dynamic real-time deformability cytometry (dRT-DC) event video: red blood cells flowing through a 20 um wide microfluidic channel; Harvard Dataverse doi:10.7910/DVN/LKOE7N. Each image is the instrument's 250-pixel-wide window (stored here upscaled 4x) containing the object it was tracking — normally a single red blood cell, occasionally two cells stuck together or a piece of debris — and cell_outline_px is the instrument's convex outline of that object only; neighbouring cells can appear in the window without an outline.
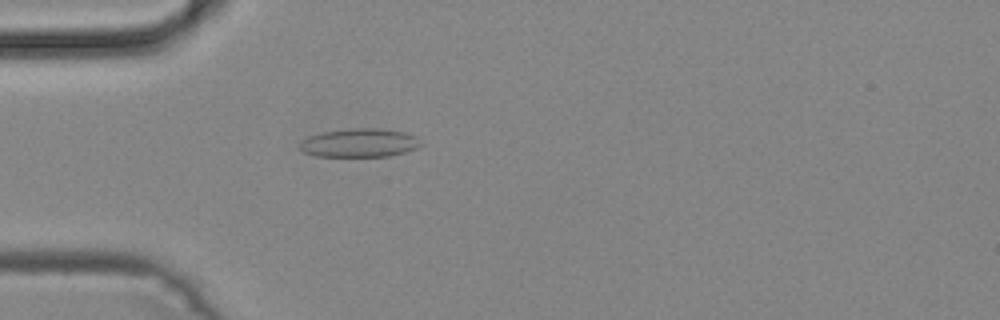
{"species": "common noctule bat (a hibernating species)", "species_latin": "Nyctalus noctula", "temperature_condition": "cold", "stored_images_in_passage": 31, "camera_frame_rate_fps": 3000, "um_per_image_px": 0.085, "animal": {"sex": "male", "body_mass_g": 19.2, "forearm_length_mm": 51.8}, "frame": {"image": 1, "passage_image": 2, "time_ms": 0.333, "image_size_px": [1000, 320], "cell_outline_px": [[424, 144], [416, 148], [404, 152], [388, 156], [316, 156], [304, 152], [300, 148], [300, 144], [308, 136], [324, 132], [352, 128], [380, 128], [404, 132], [416, 136]], "centroid_in_image_um": [30.6, 12.14], "position_along_channel_um": 54.4, "area_um2": 20.06}}
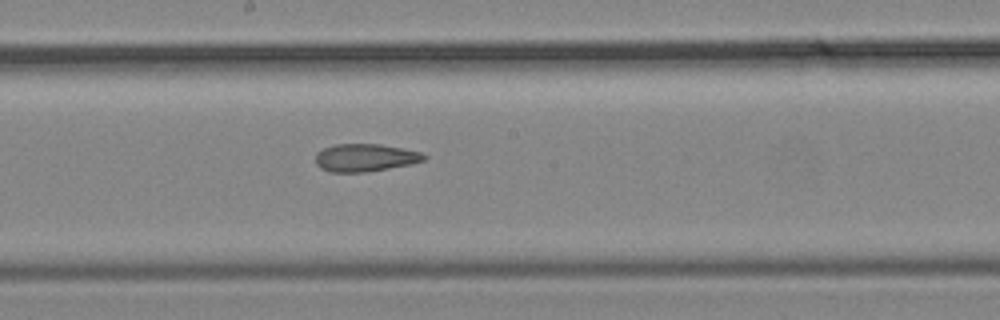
{"frame": {"image": 2, "passage_image": 14, "time_ms": 4.333, "image_size_px": [1000, 320], "cell_outline_px": [[428, 156], [424, 160], [412, 164], [368, 172], [328, 172], [320, 168], [316, 164], [316, 152], [324, 148], [336, 144], [380, 144], [420, 152]], "centroid_in_image_um": [31.02, 13.41], "position_along_channel_um": 217.2, "area_um2": 17.57}}
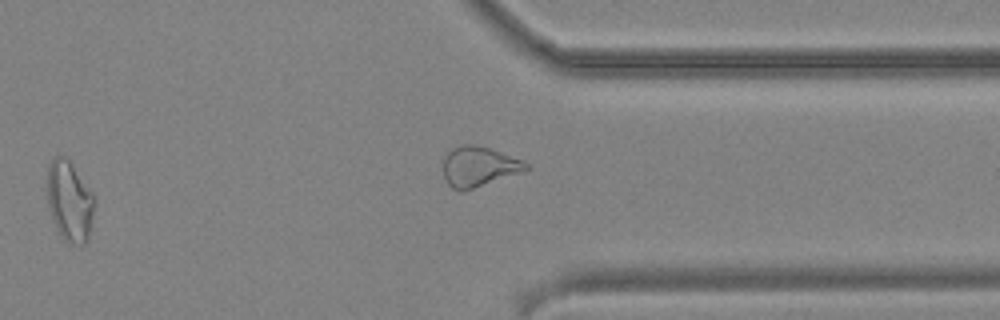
{"frame": {"image": 3, "passage_image": 25, "time_ms": 8.0, "image_size_px": [1000, 320], "cell_outline_px": [[96, 200], [88, 236], [84, 244], [68, 244], [60, 236], [56, 228], [48, 204], [48, 164], [52, 156], [64, 156], [72, 164], [96, 196]], "centroid_in_image_um": [5.93, 17.08], "position_along_channel_um": 405.5, "area_um2": 22.2}}